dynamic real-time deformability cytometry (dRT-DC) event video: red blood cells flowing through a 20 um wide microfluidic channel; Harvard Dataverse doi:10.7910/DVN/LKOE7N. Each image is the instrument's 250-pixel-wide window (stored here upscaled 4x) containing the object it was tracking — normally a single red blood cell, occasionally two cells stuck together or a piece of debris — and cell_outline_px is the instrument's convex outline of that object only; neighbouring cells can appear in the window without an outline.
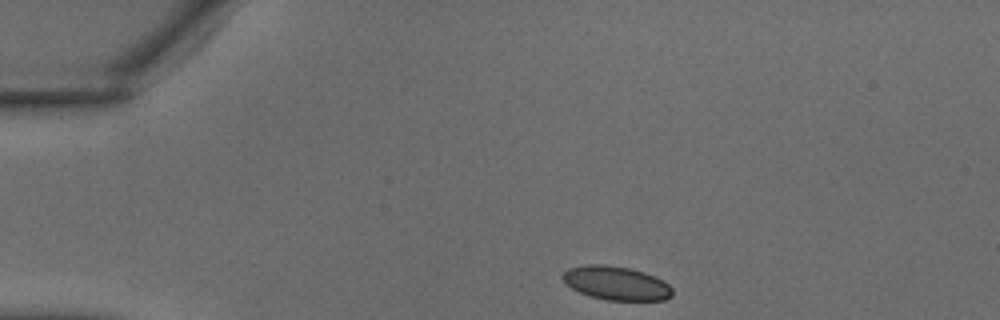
{"species": "common noctule bat (a hibernating species)", "species_latin": "Nyctalus noctula", "temperature_condition": "warm", "stored_images_in_passage": 5, "camera_frame_rate_fps": 3000, "um_per_image_px": 0.085, "animal": {"sex": "male", "body_mass_g": 18.8}, "frame": {"image": 1, "passage_image": 1, "time_ms": 0.0, "image_size_px": [1000, 320], "cell_outline_px": [[672, 296], [664, 300], [608, 300], [592, 296], [580, 292], [572, 288], [560, 276], [568, 268], [588, 264], [604, 264], [628, 268], [644, 272], [668, 284], [672, 288]], "centroid_in_image_um": [52.36, 24.06], "position_along_channel_um": 32.6, "area_um2": 21.27}}